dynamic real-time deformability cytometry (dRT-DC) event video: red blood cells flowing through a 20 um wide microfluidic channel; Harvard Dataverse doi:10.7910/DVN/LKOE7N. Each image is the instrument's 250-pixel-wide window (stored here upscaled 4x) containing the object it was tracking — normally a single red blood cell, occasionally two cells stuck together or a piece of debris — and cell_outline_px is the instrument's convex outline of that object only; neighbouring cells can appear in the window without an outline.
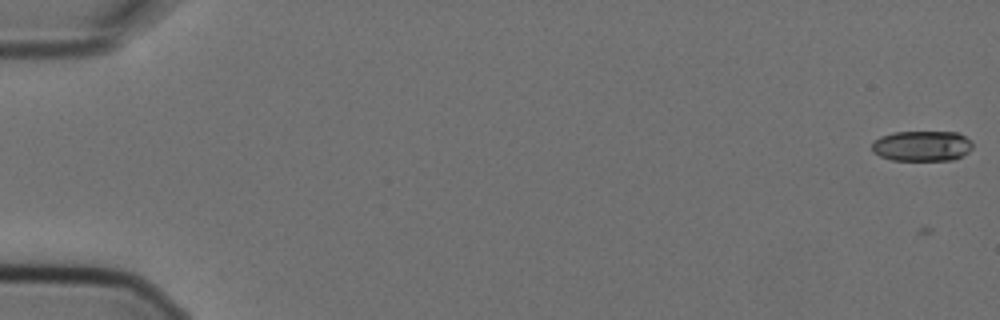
{"species": "Egyptian fruit bat (a non-hibernating species)", "species_latin": "Rousettus aegyptiacus", "temperature_condition": "cold", "stored_images_in_passage": 5, "camera_frame_rate_fps": 3000, "um_per_image_px": 0.085, "animal": {"sex": "female"}, "frame": {"image": 1, "passage_image": 1, "time_ms": 0.0, "image_size_px": [1000, 320], "cell_outline_px": [[972, 148], [968, 152], [952, 160], [892, 160], [880, 156], [872, 152], [872, 140], [880, 136], [896, 132], [956, 132], [972, 140]], "centroid_in_image_um": [78.34, 12.4], "position_along_channel_um": 6.7, "area_um2": 17.92}}
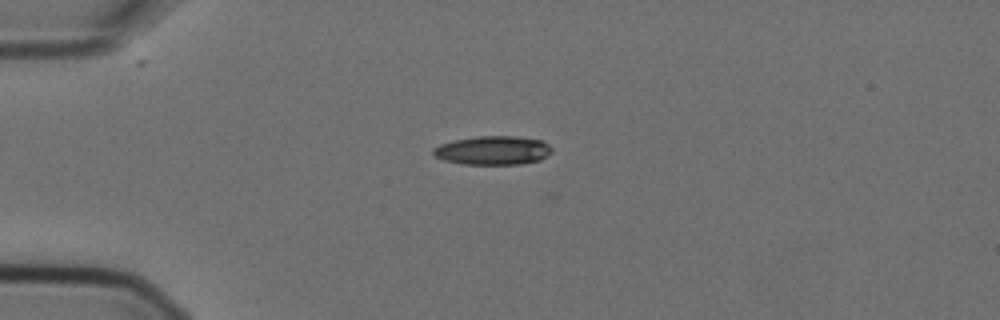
{"frame": {"image": 2, "passage_image": 5, "time_ms": 1.333, "image_size_px": [1000, 320], "cell_outline_px": [[552, 152], [548, 156], [540, 160], [520, 164], [460, 164], [444, 160], [436, 156], [432, 152], [432, 148], [440, 144], [452, 140], [480, 136], [516, 136], [540, 140], [548, 144], [552, 148]], "centroid_in_image_um": [41.9, 12.78], "position_along_channel_um": 43.1, "area_um2": 20.0}}